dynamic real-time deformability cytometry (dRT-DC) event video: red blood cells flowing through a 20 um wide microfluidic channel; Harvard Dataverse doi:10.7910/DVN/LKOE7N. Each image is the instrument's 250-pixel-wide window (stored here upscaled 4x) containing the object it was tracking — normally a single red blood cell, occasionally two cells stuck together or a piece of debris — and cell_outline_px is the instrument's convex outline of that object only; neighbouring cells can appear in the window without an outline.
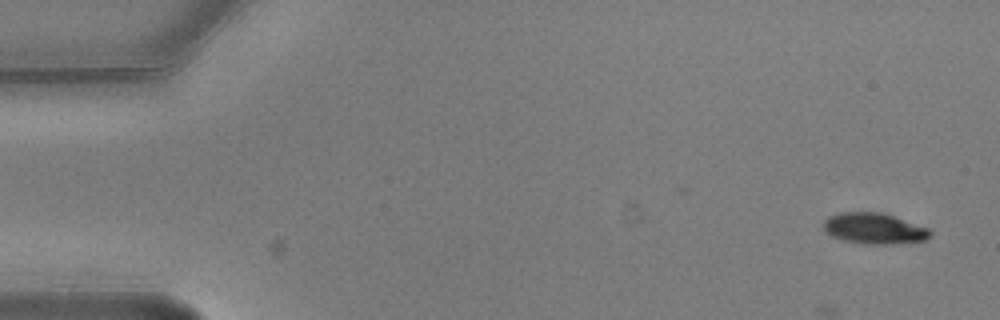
{"species": "common noctule bat (a hibernating species)", "species_latin": "Nyctalus noctula", "temperature_condition": "warm", "stored_images_in_passage": 5, "camera_frame_rate_fps": 3000, "um_per_image_px": 0.085, "animal": {"sex": "male", "body_mass_g": 20.5, "forearm_length_mm": 52.5}, "frame": {"image": 1, "passage_image": 1, "time_ms": 0.0, "image_size_px": [1000, 320], "cell_outline_px": [[932, 232], [924, 240], [892, 244], [860, 244], [844, 240], [832, 236], [824, 232], [824, 220], [828, 216], [840, 212], [880, 212], [928, 228]], "centroid_in_image_um": [74.24, 19.42], "position_along_channel_um": 10.8, "area_um2": 19.07}}